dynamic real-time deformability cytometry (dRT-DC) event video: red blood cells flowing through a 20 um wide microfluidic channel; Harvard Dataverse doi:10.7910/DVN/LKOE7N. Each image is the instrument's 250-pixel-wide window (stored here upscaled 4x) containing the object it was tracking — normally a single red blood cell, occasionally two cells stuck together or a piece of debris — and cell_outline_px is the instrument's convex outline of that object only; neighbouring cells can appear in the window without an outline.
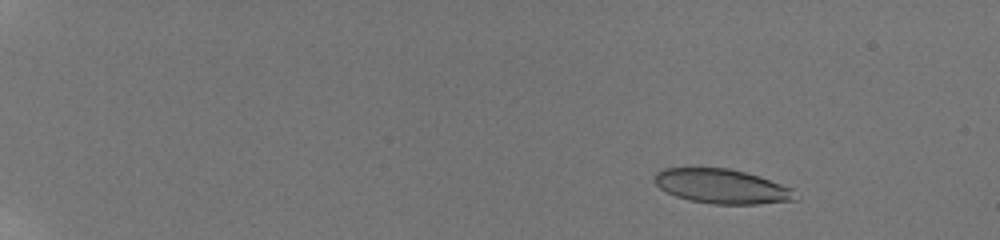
{"species": "human", "species_latin": "Homo sapiens", "temperature_condition": "room temperature", "stored_images_in_passage": 46, "camera_frame_rate_fps": 3000, "um_per_image_px": 0.085, "donor": {"sex": "male"}, "frame": {"image": 1, "passage_image": 10, "time_ms": 3.0, "image_size_px": [1000, 240], "cell_outline_px": [[800, 200], [756, 204], [712, 204], [688, 200], [676, 196], [660, 188], [652, 180], [656, 172], [664, 168], [728, 168], [760, 176], [792, 188]], "centroid_in_image_um": [61.37, 15.84], "position_along_channel_um": 23.6, "area_um2": 28.44}}
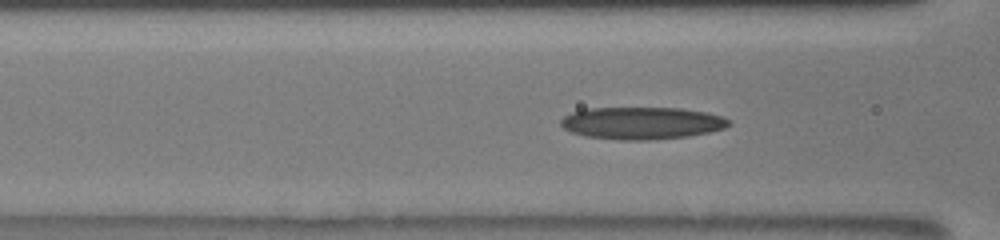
{"frame": {"image": 2, "passage_image": 26, "time_ms": 9.333, "image_size_px": [1000, 240], "cell_outline_px": [[732, 124], [724, 128], [708, 132], [688, 136], [652, 140], [620, 140], [584, 136], [572, 132], [564, 128], [560, 124], [560, 120], [564, 116], [572, 112], [584, 108], [680, 108], [704, 112], [724, 116], [732, 120]], "centroid_in_image_um": [54.56, 10.46], "position_along_channel_um": 112.0, "area_um2": 31.79}}
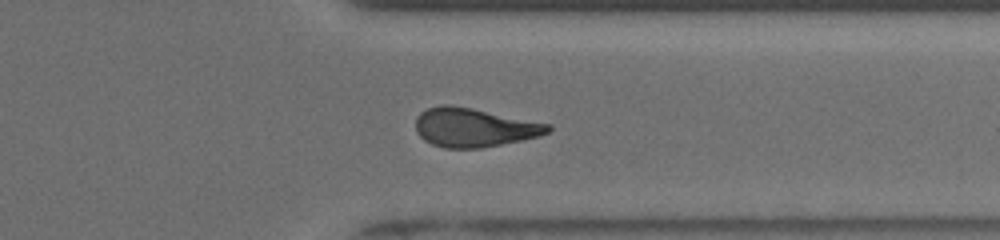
{"frame": {"image": 3, "passage_image": 42, "time_ms": 16.0, "image_size_px": [1000, 240], "cell_outline_px": [[552, 128], [548, 132], [540, 136], [480, 148], [444, 148], [432, 144], [424, 140], [416, 132], [416, 116], [420, 112], [428, 108], [440, 104], [452, 104], [552, 124]], "centroid_in_image_um": [40.28, 10.82], "position_along_channel_um": 371.1, "area_um2": 30.06}, "authors_computed_cell_mechanics": {"area_um2": 29.9404, "velocity_mm_per_s": 3.8852, "shape_relaxation_time_tau1_ms": null, "shape_relaxation_time_tau2_ms": 7.0687, "deformation_change_tau1": null, "deformation_change_tau2": 0.1799}}